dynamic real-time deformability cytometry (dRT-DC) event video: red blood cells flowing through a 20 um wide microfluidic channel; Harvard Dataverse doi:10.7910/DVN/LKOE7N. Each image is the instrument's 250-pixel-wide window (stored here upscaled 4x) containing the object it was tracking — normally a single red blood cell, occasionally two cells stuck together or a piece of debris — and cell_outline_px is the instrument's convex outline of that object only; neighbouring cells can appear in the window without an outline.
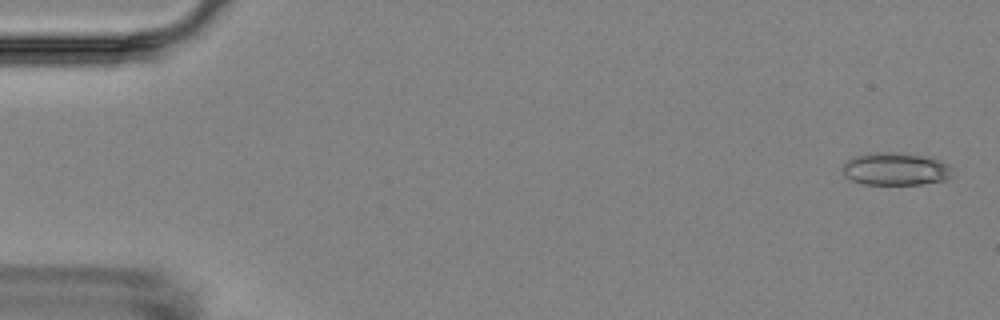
{"species": "Egyptian fruit bat (a non-hibernating species)", "species_latin": "Rousettus aegyptiacus", "temperature_condition": "room temperature", "stored_images_in_passage": 5, "camera_frame_rate_fps": 3000, "um_per_image_px": 0.085, "animal": {"sex": "female"}, "frame": {"image": 1, "passage_image": 1, "time_ms": 0.0, "image_size_px": [1000, 320], "cell_outline_px": [[952, 176], [944, 180], [924, 184], [864, 184], [852, 180], [844, 176], [844, 164], [852, 156], [868, 152], [876, 152], [920, 156], [940, 160], [948, 164], [952, 168]], "centroid_in_image_um": [76.11, 14.38], "position_along_channel_um": 8.9, "area_um2": 20.63}}